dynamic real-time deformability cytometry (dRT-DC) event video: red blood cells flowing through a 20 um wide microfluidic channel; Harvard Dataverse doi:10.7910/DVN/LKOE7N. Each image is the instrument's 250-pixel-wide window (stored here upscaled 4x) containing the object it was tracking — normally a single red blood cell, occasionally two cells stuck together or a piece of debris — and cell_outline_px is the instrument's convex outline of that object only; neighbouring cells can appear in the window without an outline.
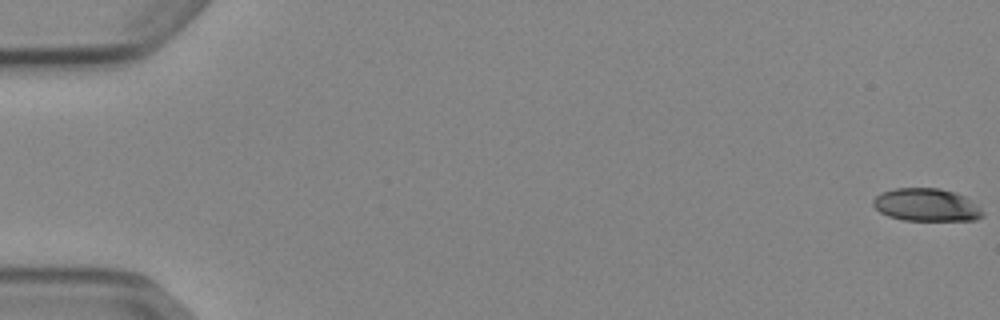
{"species": "Egyptian fruit bat (a non-hibernating species)", "species_latin": "Rousettus aegyptiacus", "temperature_condition": "cold", "stored_images_in_passage": 54, "camera_frame_rate_fps": 3000, "um_per_image_px": 0.085, "animal": {"sex": "female"}, "frame": {"image": 1, "passage_image": 1, "time_ms": 0.0, "image_size_px": [1000, 320], "cell_outline_px": [[984, 216], [976, 220], [904, 220], [888, 216], [880, 212], [872, 204], [872, 200], [876, 196], [884, 192], [896, 188], [940, 188], [956, 192], [964, 196], [980, 208], [984, 212]], "centroid_in_image_um": [78.75, 17.42], "position_along_channel_um": 6.2, "area_um2": 20.87}}
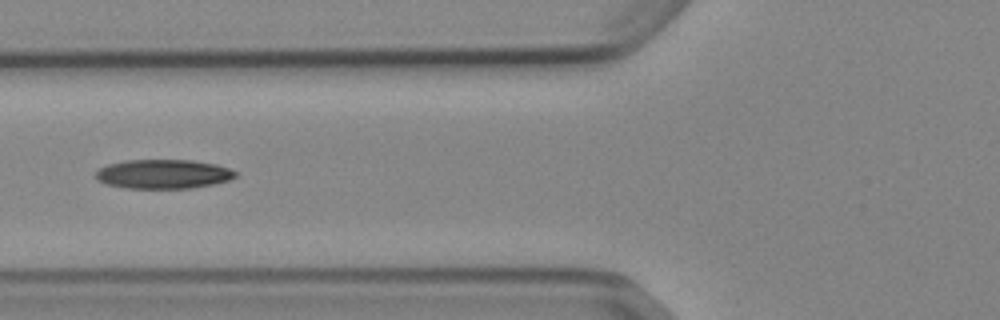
{"frame": {"image": 2, "passage_image": 22, "time_ms": 7.0, "image_size_px": [1000, 320], "cell_outline_px": [[236, 176], [228, 180], [212, 184], [192, 188], [124, 188], [108, 184], [96, 180], [96, 172], [100, 168], [108, 164], [128, 160], [192, 160], [216, 164], [228, 168], [236, 172]], "centroid_in_image_um": [13.87, 14.79], "position_along_channel_um": 111.9, "area_um2": 23.64}}
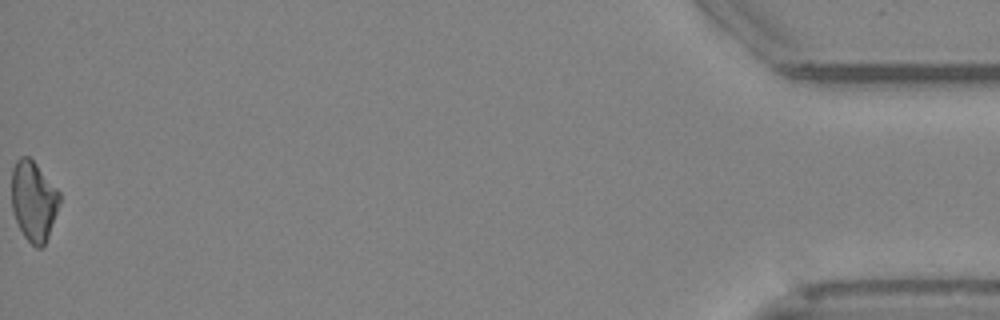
{"frame": {"image": 3, "passage_image": 54, "time_ms": 17.667, "image_size_px": [1000, 320], "cell_outline_px": [[60, 204], [48, 236], [44, 244], [40, 248], [36, 248], [24, 236], [16, 220], [12, 208], [12, 168], [16, 160], [20, 156], [28, 156], [36, 164], [60, 192]], "centroid_in_image_um": [2.86, 17.07], "position_along_channel_um": 432.3, "area_um2": 22.2}, "authors_computed_cell_mechanics": {"area_um2": 22.9177, "velocity_mm_per_s": 3.89, "shape_relaxation_time_tau1_ms": 7.6754, "shape_relaxation_time_tau2_ms": null, "deformation_change_tau1": 0.1603, "deformation_change_tau2": null}}